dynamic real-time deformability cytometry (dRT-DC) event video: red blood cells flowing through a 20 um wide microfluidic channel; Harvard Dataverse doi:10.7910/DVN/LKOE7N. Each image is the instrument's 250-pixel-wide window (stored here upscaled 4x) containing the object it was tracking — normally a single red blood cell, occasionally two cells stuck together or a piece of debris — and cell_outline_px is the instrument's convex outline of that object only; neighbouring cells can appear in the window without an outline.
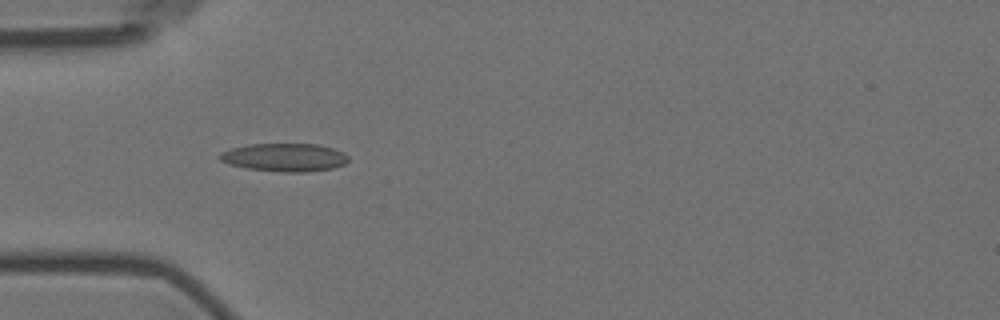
{"species": "Egyptian fruit bat (a non-hibernating species)", "species_latin": "Rousettus aegyptiacus", "temperature_condition": "room temperature", "stored_images_in_passage": 14, "camera_frame_rate_fps": 3000, "um_per_image_px": 0.085, "animal": {"sex": "female"}, "frame": {"image": 1, "passage_image": 4, "time_ms": 4.333, "image_size_px": [1000, 320], "cell_outline_px": [[348, 160], [344, 164], [332, 168], [304, 172], [284, 172], [244, 168], [228, 164], [220, 160], [220, 152], [232, 148], [248, 144], [316, 144], [332, 148], [344, 152], [348, 156]], "centroid_in_image_um": [24.17, 13.37], "position_along_channel_um": 60.8, "area_um2": 21.04}}
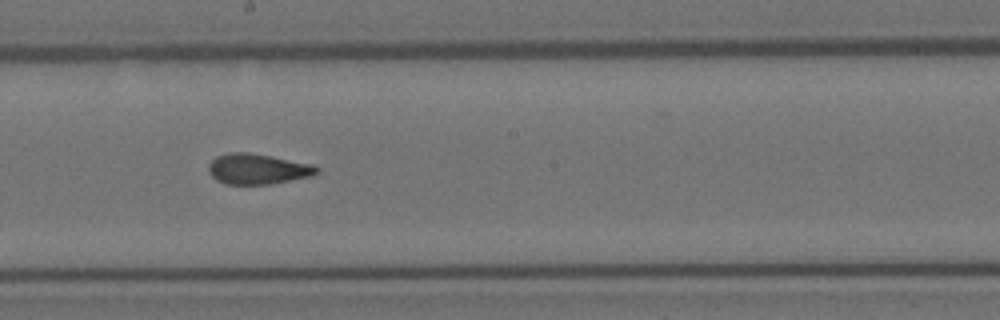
{"frame": {"image": 2, "passage_image": 8, "time_ms": 9.0, "image_size_px": [1000, 320], "cell_outline_px": [[320, 172], [312, 176], [272, 184], [224, 184], [216, 180], [208, 172], [208, 164], [216, 156], [228, 152], [248, 152], [272, 156], [312, 164], [320, 168]], "centroid_in_image_um": [21.9, 14.36], "position_along_channel_um": 226.3, "area_um2": 19.48}}
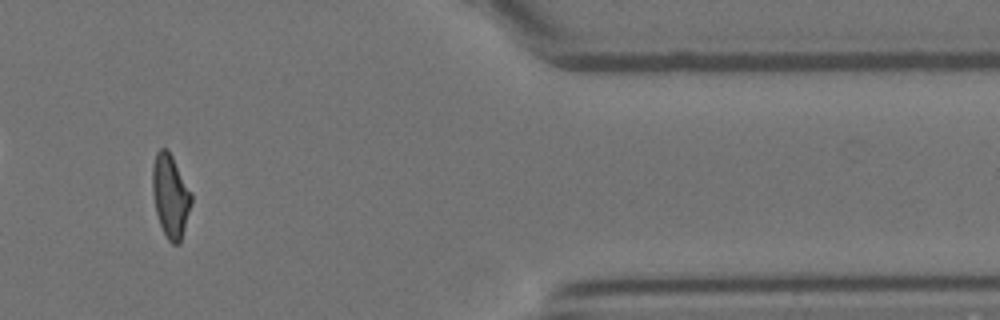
{"frame": {"image": 3, "passage_image": 12, "time_ms": 14.667, "image_size_px": [1000, 320], "cell_outline_px": [[192, 204], [180, 244], [172, 244], [168, 240], [160, 224], [156, 212], [152, 192], [152, 168], [156, 152], [160, 148], [168, 148], [192, 192]], "centroid_in_image_um": [14.5, 16.63], "position_along_channel_um": 396.9, "area_um2": 19.07}, "authors_computed_cell_mechanics": {"area_um2": 19.0162, "velocity_mm_per_s": 3.5821, "shape_relaxation_time_tau1_ms": 3.8873, "shape_relaxation_time_tau2_ms": 1.1831, "deformation_change_tau1": 0.1473, "deformation_change_tau2": 0.0862}}